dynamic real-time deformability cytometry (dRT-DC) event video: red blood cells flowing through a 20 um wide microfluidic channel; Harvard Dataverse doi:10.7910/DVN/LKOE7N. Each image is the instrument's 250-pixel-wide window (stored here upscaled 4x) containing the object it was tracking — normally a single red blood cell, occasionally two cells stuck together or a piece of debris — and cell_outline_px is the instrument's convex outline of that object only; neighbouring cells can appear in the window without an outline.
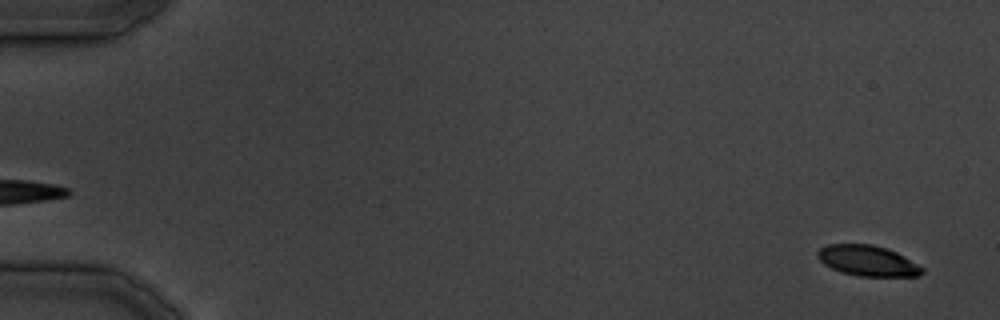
{"species": "common noctule bat (a hibernating species)", "species_latin": "Nyctalus noctula", "temperature_condition": "cold", "stored_images_in_passage": 38, "camera_frame_rate_fps": 3000, "um_per_image_px": 0.085, "animal": {"sex": "male", "body_mass_g": 19.5, "forearm_length_mm": 54.6}, "frame": {"image": 1, "passage_image": 2, "time_ms": 1.0, "image_size_px": [1000, 320], "cell_outline_px": [[924, 272], [920, 276], [856, 276], [840, 272], [824, 264], [816, 256], [816, 252], [820, 248], [828, 244], [872, 244], [888, 248], [904, 256], [924, 268]], "centroid_in_image_um": [73.74, 22.16], "position_along_channel_um": 11.3, "area_um2": 18.79}}
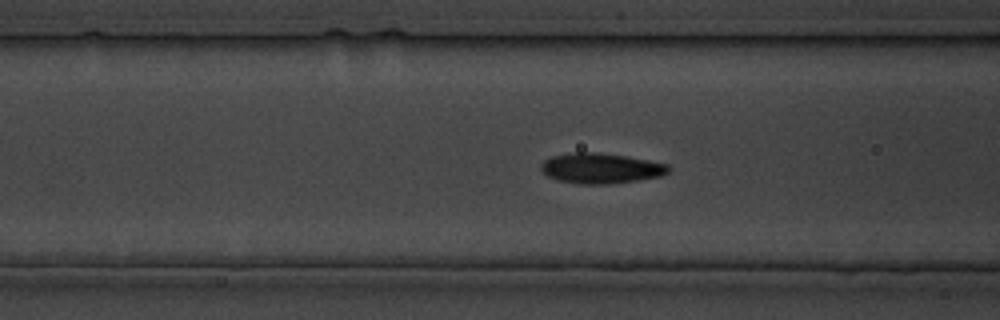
{"frame": {"image": 2, "passage_image": 16, "time_ms": 18.0, "image_size_px": [1000, 320], "cell_outline_px": [[668, 172], [660, 176], [636, 180], [608, 184], [584, 184], [556, 180], [548, 176], [540, 168], [540, 164], [544, 160], [552, 156], [572, 152], [596, 152], [624, 156], [648, 160], [668, 164]], "centroid_in_image_um": [51.02, 14.3], "position_along_channel_um": 115.6, "area_um2": 22.31}}
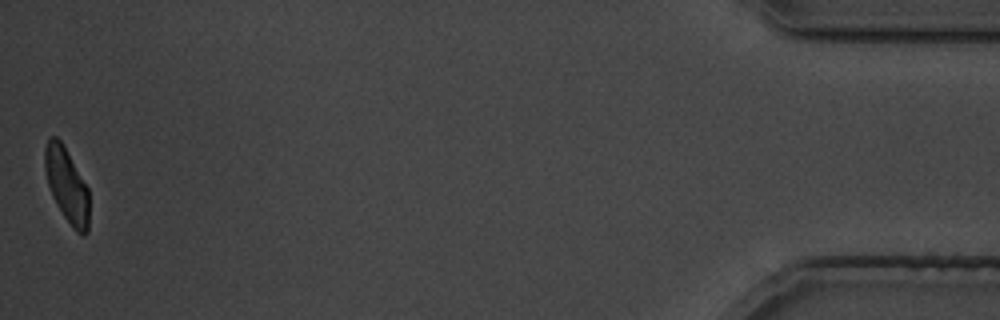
{"frame": {"image": 3, "passage_image": 38, "time_ms": 45.0, "image_size_px": [1000, 320], "cell_outline_px": [[88, 232], [84, 236], [80, 236], [72, 228], [56, 204], [52, 196], [48, 184], [44, 168], [44, 148], [48, 136], [56, 136], [60, 140], [88, 188]], "centroid_in_image_um": [5.65, 15.76], "position_along_channel_um": 429.5, "area_um2": 19.19}}